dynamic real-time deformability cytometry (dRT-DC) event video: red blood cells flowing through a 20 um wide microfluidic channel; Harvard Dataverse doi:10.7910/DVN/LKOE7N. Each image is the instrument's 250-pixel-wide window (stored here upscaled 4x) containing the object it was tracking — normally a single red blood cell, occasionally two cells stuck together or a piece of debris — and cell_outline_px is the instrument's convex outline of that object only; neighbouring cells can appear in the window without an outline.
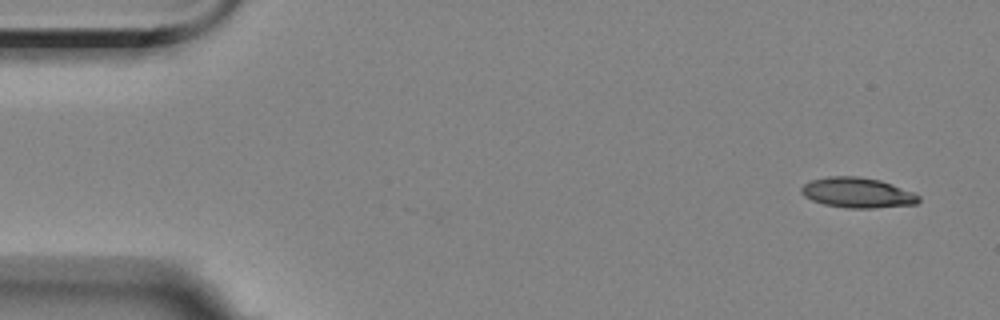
{"species": "Egyptian fruit bat (a non-hibernating species)", "species_latin": "Rousettus aegyptiacus", "temperature_condition": "room temperature", "stored_images_in_passage": 4, "camera_frame_rate_fps": 3000, "um_per_image_px": 0.085, "animal": {"sex": "female"}, "frame": {"image": 1, "passage_image": 1, "time_ms": 0.0, "image_size_px": [1000, 320], "cell_outline_px": [[920, 200], [916, 204], [872, 208], [848, 208], [824, 204], [812, 200], [804, 196], [800, 192], [800, 188], [804, 184], [812, 180], [828, 176], [856, 176], [880, 180], [892, 184], [912, 192], [920, 196]], "centroid_in_image_um": [72.86, 16.38], "position_along_channel_um": 12.1, "area_um2": 20.58}}
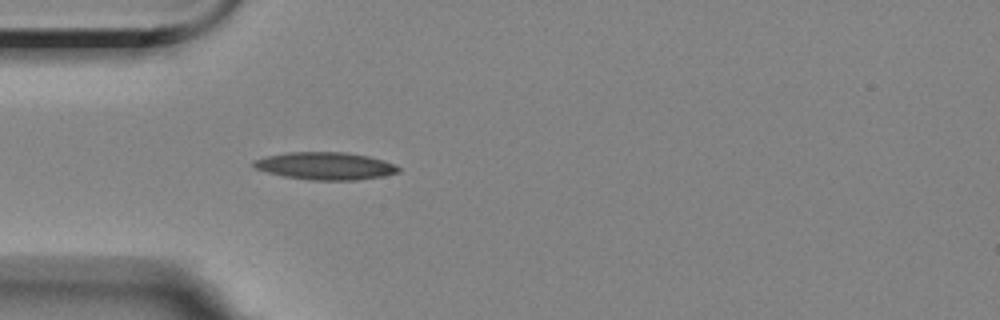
{"frame": {"image": 2, "passage_image": 4, "time_ms": 4.333, "image_size_px": [1000, 320], "cell_outline_px": [[400, 172], [384, 176], [356, 180], [312, 180], [284, 176], [268, 172], [256, 168], [252, 164], [252, 160], [264, 156], [288, 152], [348, 152], [368, 156], [384, 160], [396, 164], [400, 168]], "centroid_in_image_um": [27.68, 14.1], "position_along_channel_um": 57.3, "area_um2": 23.35}}